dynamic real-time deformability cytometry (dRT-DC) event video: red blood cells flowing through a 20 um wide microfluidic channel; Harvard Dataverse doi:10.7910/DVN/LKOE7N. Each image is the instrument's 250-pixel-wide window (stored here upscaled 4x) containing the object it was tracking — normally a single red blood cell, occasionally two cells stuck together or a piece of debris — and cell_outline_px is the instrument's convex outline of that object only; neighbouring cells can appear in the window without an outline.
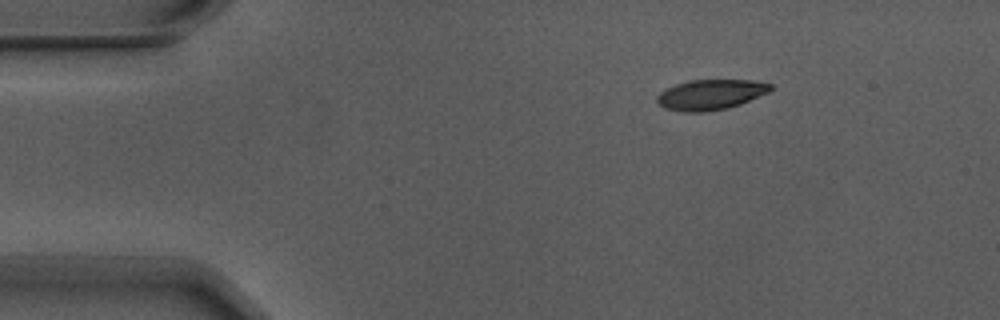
{"species": "Egyptian fruit bat (a non-hibernating species)", "species_latin": "Rousettus aegyptiacus", "temperature_condition": "warm", "stored_images_in_passage": 4, "camera_frame_rate_fps": 3000, "um_per_image_px": 0.085, "animal": {"sex": "male"}, "frame": {"image": 1, "passage_image": 1, "time_ms": 0.0, "image_size_px": [1000, 320], "cell_outline_px": [[772, 88], [768, 92], [740, 104], [728, 108], [704, 112], [684, 112], [664, 108], [656, 100], [656, 96], [660, 92], [676, 84], [688, 80], [752, 80], [772, 84]], "centroid_in_image_um": [60.38, 8.04], "position_along_channel_um": 24.6, "area_um2": 19.94}}
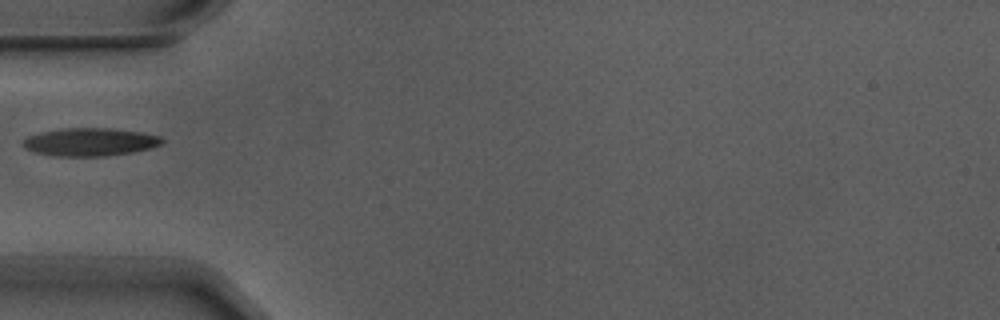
{"frame": {"image": 2, "passage_image": 4, "time_ms": 1.0, "image_size_px": [1000, 320], "cell_outline_px": [[164, 140], [160, 144], [148, 148], [132, 152], [104, 156], [56, 156], [36, 152], [24, 148], [20, 144], [28, 136], [40, 132], [60, 128], [108, 128], [140, 132], [160, 136]], "centroid_in_image_um": [7.6, 12.06], "position_along_channel_um": 77.4, "area_um2": 22.54}}